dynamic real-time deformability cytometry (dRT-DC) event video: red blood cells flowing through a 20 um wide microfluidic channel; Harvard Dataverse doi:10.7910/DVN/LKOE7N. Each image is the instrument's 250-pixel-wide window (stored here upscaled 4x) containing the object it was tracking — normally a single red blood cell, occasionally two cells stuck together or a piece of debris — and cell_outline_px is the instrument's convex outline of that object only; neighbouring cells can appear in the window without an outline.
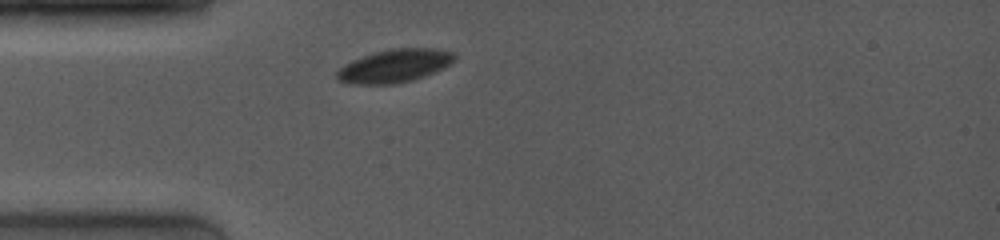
{"species": "common noctule bat (a hibernating species)", "species_latin": "Nyctalus noctula", "temperature_condition": "room temperature", "stored_images_in_passage": 45, "camera_frame_rate_fps": 4000, "um_per_image_px": 0.085, "animal": {"sex": "female", "body_mass_g": 19.0, "forearm_length_mm": 53.3}, "frame": {"image": 1, "passage_image": 1, "time_ms": 0.0, "image_size_px": [1000, 240], "cell_outline_px": [[456, 60], [424, 76], [412, 80], [396, 84], [348, 84], [336, 80], [336, 72], [344, 64], [352, 60], [376, 52], [392, 48], [436, 48], [456, 52]], "centroid_in_image_um": [33.52, 5.6], "position_along_channel_um": 51.5, "area_um2": 22.72}}
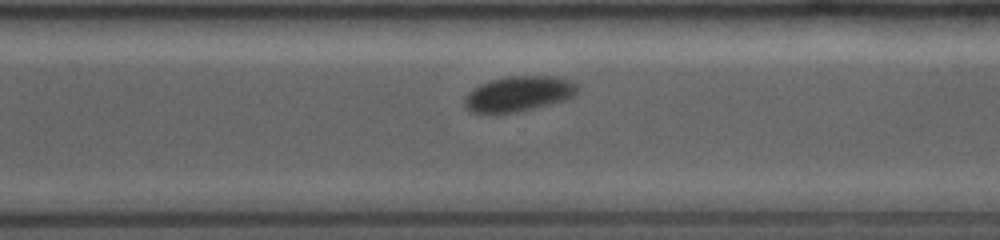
{"frame": {"image": 2, "passage_image": 32, "time_ms": 7.25, "image_size_px": [1000, 240], "cell_outline_px": [[580, 84], [576, 92], [572, 96], [564, 100], [516, 112], [472, 112], [464, 104], [464, 100], [468, 92], [472, 88], [480, 84], [492, 80], [508, 76], [556, 76], [572, 80]], "centroid_in_image_um": [44.11, 7.94], "position_along_channel_um": 326.5, "area_um2": 22.95}}
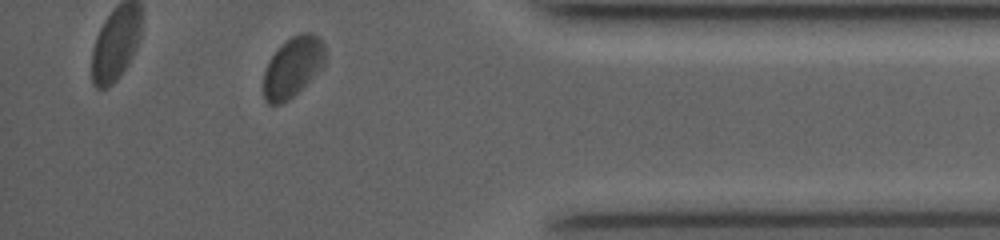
{"frame": {"image": 3, "passage_image": 43, "time_ms": 9.75, "image_size_px": [1000, 240], "cell_outline_px": [[324, 64], [288, 100], [280, 104], [268, 104], [264, 100], [264, 72], [272, 56], [292, 36], [304, 32], [312, 32], [324, 44]], "centroid_in_image_um": [24.87, 5.7], "position_along_channel_um": 410.3, "area_um2": 20.75}, "authors_computed_cell_mechanics": {"area_um2": 23.2356, "velocity_mm_per_s": 3.9209, "shape_relaxation_time_tau1_ms": 2.4437, "shape_relaxation_time_tau2_ms": null, "deformation_change_tau1": 0.0664, "deformation_change_tau2": null}}